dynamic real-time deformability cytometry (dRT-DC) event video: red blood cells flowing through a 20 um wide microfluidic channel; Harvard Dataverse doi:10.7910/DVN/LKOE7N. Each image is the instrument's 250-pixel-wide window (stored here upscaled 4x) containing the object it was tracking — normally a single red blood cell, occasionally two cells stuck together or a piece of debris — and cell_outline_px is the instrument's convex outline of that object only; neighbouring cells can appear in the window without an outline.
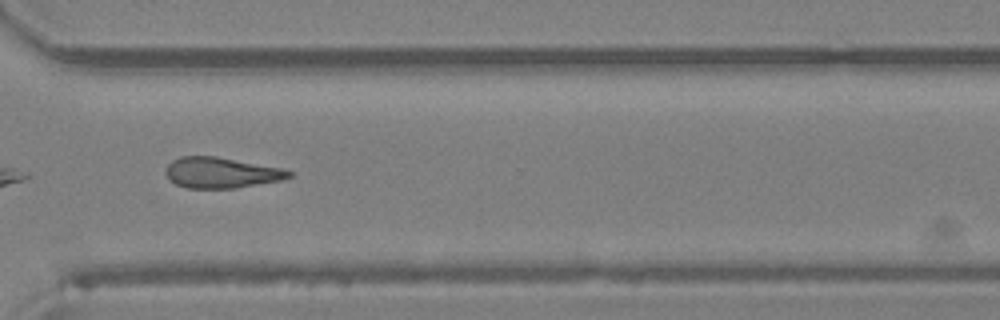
{"species": "Egyptian fruit bat (a non-hibernating species)", "species_latin": "Rousettus aegyptiacus", "temperature_condition": "room temperature", "stored_images_in_passage": 33, "camera_frame_rate_fps": 3000, "um_per_image_px": 0.085, "animal": {"sex": "female"}, "frame": {"image": 1, "passage_image": 24, "time_ms": 7.667, "image_size_px": [1000, 320], "cell_outline_px": [[292, 176], [280, 180], [236, 188], [188, 188], [176, 184], [168, 180], [164, 172], [168, 164], [172, 160], [180, 156], [216, 156], [284, 168], [292, 172]], "centroid_in_image_um": [18.78, 14.67], "position_along_channel_um": 351.8, "area_um2": 22.2}}